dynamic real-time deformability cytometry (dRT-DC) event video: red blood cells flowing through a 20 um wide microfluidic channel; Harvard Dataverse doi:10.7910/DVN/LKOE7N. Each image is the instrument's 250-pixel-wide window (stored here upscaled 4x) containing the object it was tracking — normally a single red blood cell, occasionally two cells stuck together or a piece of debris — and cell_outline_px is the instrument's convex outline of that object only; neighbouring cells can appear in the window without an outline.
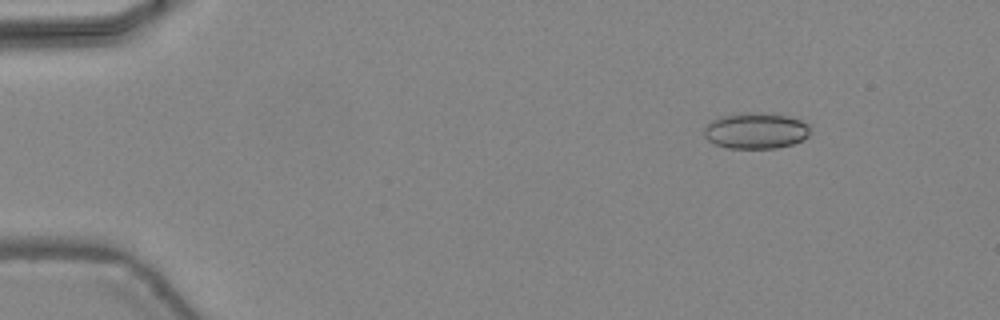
{"species": "common noctule bat (a hibernating species)", "species_latin": "Nyctalus noctula", "temperature_condition": "warm", "stored_images_in_passage": 46, "camera_frame_rate_fps": 3000, "um_per_image_px": 0.085, "animal": {"sex": "female", "body_mass_g": 24.6, "forearm_length_mm": 56.2}, "frame": {"image": 1, "passage_image": 6, "time_ms": 1.667, "image_size_px": [1000, 320], "cell_outline_px": [[812, 132], [804, 140], [792, 144], [776, 148], [728, 148], [716, 144], [708, 140], [704, 136], [704, 124], [720, 116], [748, 112], [764, 112], [788, 116], [800, 120], [808, 124]], "centroid_in_image_um": [64.25, 11.1], "position_along_channel_um": 20.7, "area_um2": 22.6}}
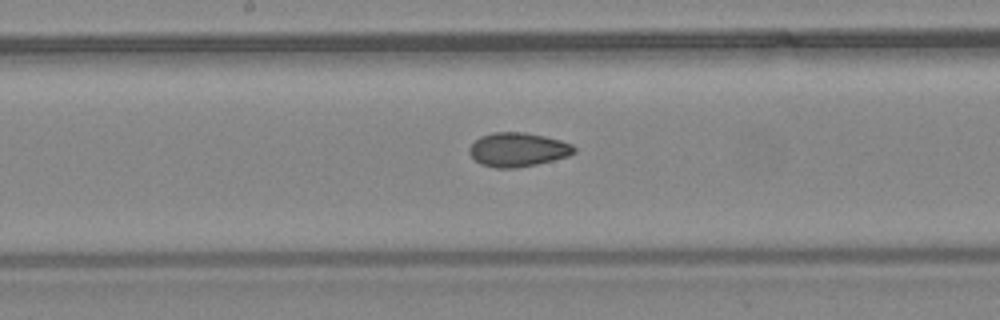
{"frame": {"image": 2, "passage_image": 25, "time_ms": 8.0, "image_size_px": [1000, 320], "cell_outline_px": [[576, 152], [568, 156], [536, 164], [516, 168], [496, 168], [480, 164], [468, 152], [468, 148], [480, 136], [492, 132], [524, 132], [544, 136], [560, 140], [572, 144], [576, 148]], "centroid_in_image_um": [44.01, 12.71], "position_along_channel_um": 204.2, "area_um2": 20.75}}
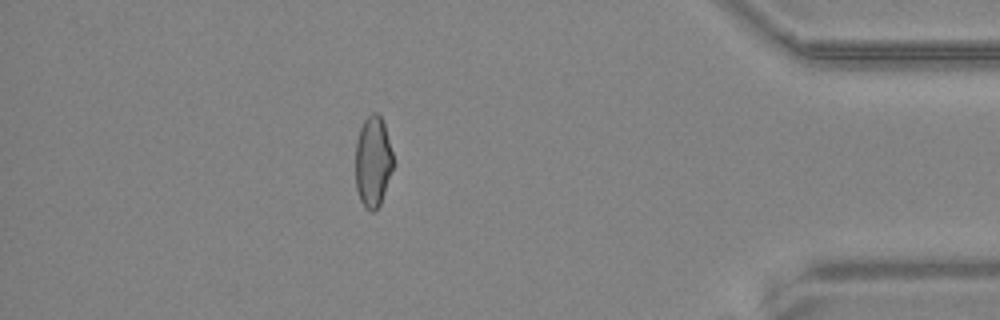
{"frame": {"image": 3, "passage_image": 41, "time_ms": 13.333, "image_size_px": [1000, 320], "cell_outline_px": [[396, 164], [380, 204], [372, 212], [364, 208], [360, 200], [356, 188], [356, 140], [360, 128], [364, 120], [372, 112], [376, 112], [380, 116], [384, 124]], "centroid_in_image_um": [31.72, 13.75], "position_along_channel_um": 403.5, "area_um2": 20.29}, "authors_computed_cell_mechanics": {"area_um2": 21.1259, "velocity_mm_per_s": 4.4932, "shape_relaxation_time_tau1_ms": null, "shape_relaxation_time_tau2_ms": 1.9066, "deformation_change_tau1": null, "deformation_change_tau2": 0.0651}}